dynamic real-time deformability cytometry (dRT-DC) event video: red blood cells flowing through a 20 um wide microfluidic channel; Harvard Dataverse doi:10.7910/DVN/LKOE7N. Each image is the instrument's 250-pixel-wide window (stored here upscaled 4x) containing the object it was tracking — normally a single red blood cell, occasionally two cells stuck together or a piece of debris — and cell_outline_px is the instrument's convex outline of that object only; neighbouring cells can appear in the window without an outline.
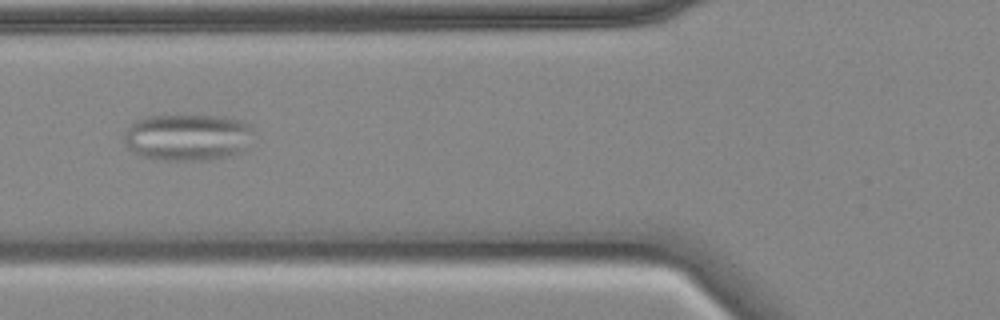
{"species": "common noctule bat (a hibernating species)", "species_latin": "Nyctalus noctula", "temperature_condition": "cold", "stored_images_in_passage": 55, "camera_frame_rate_fps": 3000, "um_per_image_px": 0.085, "animal": {"sex": "female", "body_mass_g": 18.4}, "frame": {"image": 1, "passage_image": 21, "time_ms": 6.667, "image_size_px": [1000, 320], "cell_outline_px": [[252, 132], [244, 152], [232, 156], [212, 160], [164, 160], [144, 156], [136, 152], [124, 140], [124, 132], [136, 120], [148, 116], [220, 116], [240, 120], [248, 124], [252, 128]], "centroid_in_image_um": [16.0, 11.67], "position_along_channel_um": 109.8, "area_um2": 35.03}}
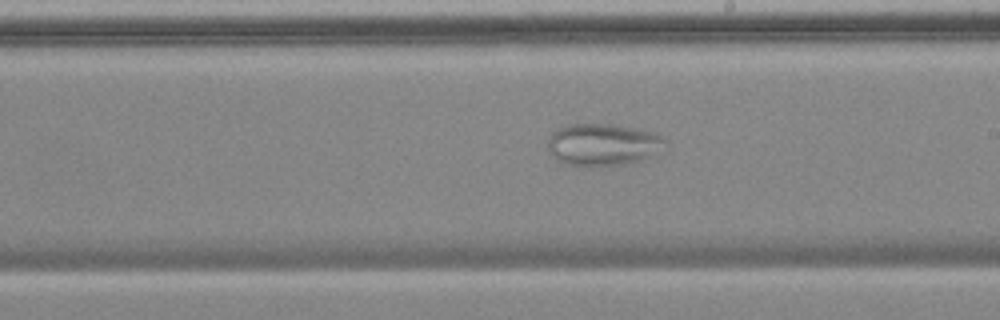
{"frame": {"image": 2, "passage_image": 32, "time_ms": 10.333, "image_size_px": [1000, 320], "cell_outline_px": [[668, 140], [636, 160], [624, 164], [568, 164], [560, 160], [548, 148], [548, 140], [552, 132], [568, 124], [608, 124], [636, 128], [664, 136]], "centroid_in_image_um": [51.16, 12.22], "position_along_channel_um": 237.8, "area_um2": 27.05}}
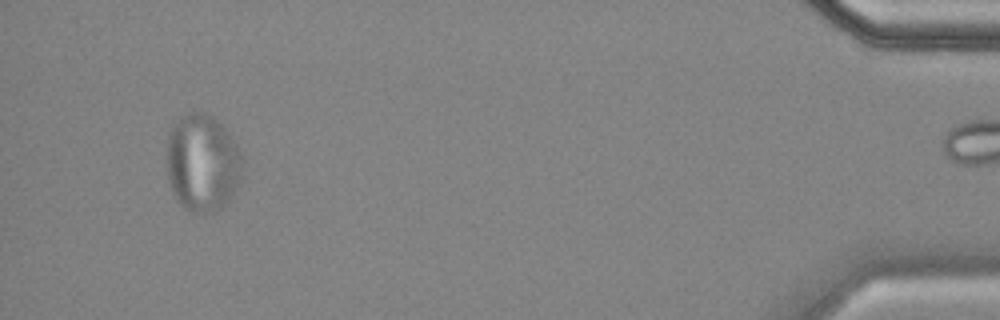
{"frame": {"image": 3, "passage_image": 54, "time_ms": 17.667, "image_size_px": [1000, 320], "cell_outline_px": [[240, 176], [228, 200], [220, 208], [212, 212], [200, 212], [184, 208], [176, 200], [172, 192], [168, 180], [168, 136], [172, 128], [184, 116], [192, 112], [204, 112], [216, 120], [228, 132], [236, 144], [240, 156]], "centroid_in_image_um": [17.17, 13.85], "position_along_channel_um": 418.0, "area_um2": 41.73}}